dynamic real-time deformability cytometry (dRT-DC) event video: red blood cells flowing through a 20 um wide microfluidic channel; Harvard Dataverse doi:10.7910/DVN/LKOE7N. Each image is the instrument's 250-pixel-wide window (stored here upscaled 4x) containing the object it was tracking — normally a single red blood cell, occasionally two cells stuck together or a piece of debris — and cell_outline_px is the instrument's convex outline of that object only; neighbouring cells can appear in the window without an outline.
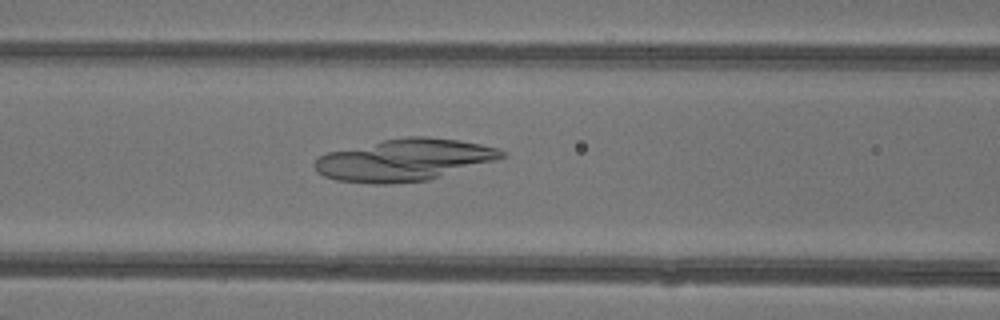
{"species": "common noctule bat (a hibernating species)", "species_latin": "Nyctalus noctula", "temperature_condition": "warm", "stored_images_in_passage": 45, "camera_frame_rate_fps": 3000, "um_per_image_px": 0.085, "animal": {"sex": "female"}, "frame": {"image": 1, "passage_image": 18, "time_ms": 5.667, "image_size_px": [1000, 320], "cell_outline_px": [[508, 156], [496, 160], [428, 180], [384, 184], [372, 184], [336, 180], [324, 176], [316, 172], [312, 164], [320, 156], [328, 152], [384, 140], [408, 136], [428, 136], [460, 140], [480, 144], [496, 148], [508, 152]], "centroid_in_image_um": [34.37, 13.59], "position_along_channel_um": 132.2, "area_um2": 45.6}}
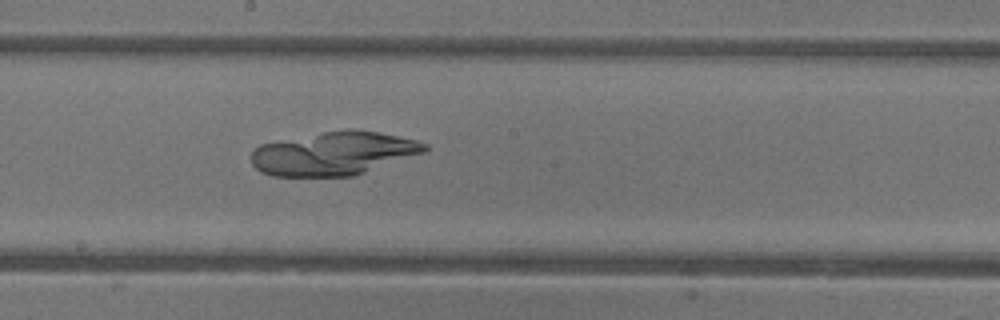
{"frame": {"image": 2, "passage_image": 24, "time_ms": 7.667, "image_size_px": [1000, 320], "cell_outline_px": [[428, 148], [424, 152], [352, 176], [272, 176], [260, 172], [252, 164], [252, 152], [260, 144], [324, 132], [352, 128], [376, 132], [416, 140], [428, 144]], "centroid_in_image_um": [28.35, 13.04], "position_along_channel_um": 219.9, "area_um2": 43.35}}
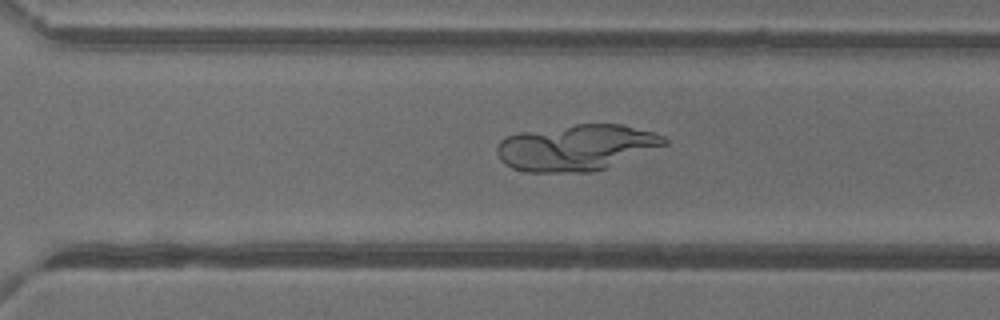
{"frame": {"image": 3, "passage_image": 31, "time_ms": 10.0, "image_size_px": [1000, 320], "cell_outline_px": [[668, 144], [604, 168], [592, 172], [528, 172], [512, 168], [504, 164], [500, 160], [496, 152], [496, 148], [500, 140], [508, 136], [520, 132], [576, 124], [624, 124], [652, 132], [664, 136], [668, 140]], "centroid_in_image_um": [48.96, 12.54], "position_along_channel_um": 321.6, "area_um2": 44.8}}